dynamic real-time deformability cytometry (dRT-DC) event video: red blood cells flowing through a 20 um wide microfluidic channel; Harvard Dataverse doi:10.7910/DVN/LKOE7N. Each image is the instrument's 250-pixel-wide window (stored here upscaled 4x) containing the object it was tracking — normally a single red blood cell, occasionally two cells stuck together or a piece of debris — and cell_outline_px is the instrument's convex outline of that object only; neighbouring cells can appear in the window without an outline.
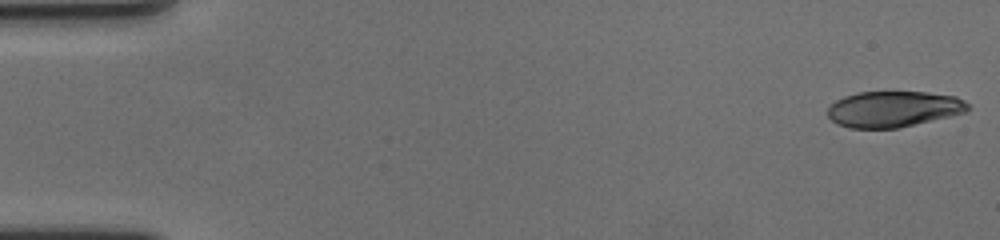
{"species": "human", "species_latin": "Homo sapiens", "temperature_condition": "cold", "stored_images_in_passage": 59, "camera_frame_rate_fps": 3000, "um_per_image_px": 0.085, "donor": {"sex": "female"}, "frame": {"image": 1, "passage_image": 1, "time_ms": 0.0, "image_size_px": [1000, 240], "cell_outline_px": [[968, 112], [900, 128], [848, 128], [836, 124], [828, 116], [828, 108], [836, 100], [844, 96], [856, 92], [928, 92], [956, 96], [964, 100], [968, 104]], "centroid_in_image_um": [75.95, 9.27], "position_along_channel_um": 9.0, "area_um2": 29.59}}
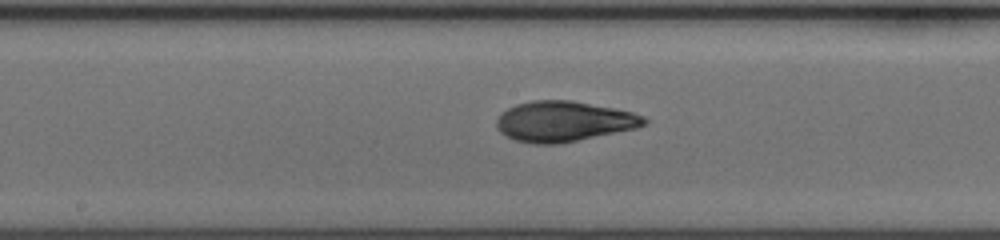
{"frame": {"image": 2, "passage_image": 31, "time_ms": 10.0, "image_size_px": [1000, 240], "cell_outline_px": [[648, 124], [636, 128], [560, 144], [532, 144], [516, 140], [504, 136], [496, 128], [496, 120], [500, 112], [516, 104], [532, 100], [572, 100], [616, 108], [632, 112], [644, 116], [648, 120]], "centroid_in_image_um": [47.91, 10.32], "position_along_channel_um": 200.3, "area_um2": 35.14}}
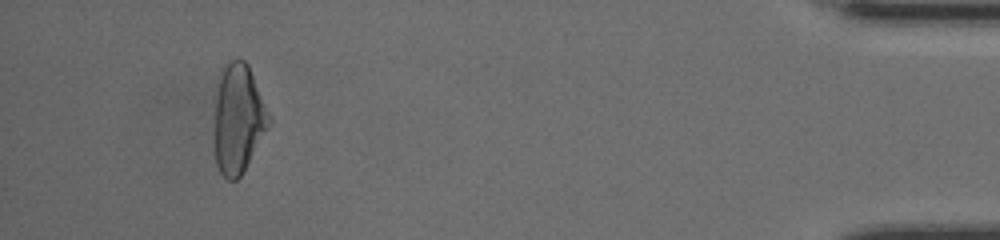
{"frame": {"image": 3, "passage_image": 55, "time_ms": 18.0, "image_size_px": [1000, 240], "cell_outline_px": [[272, 120], [268, 128], [240, 176], [236, 180], [228, 180], [220, 172], [216, 164], [216, 100], [220, 68], [224, 64], [232, 60], [244, 60], [248, 64]], "centroid_in_image_um": [20.26, 10.06], "position_along_channel_um": 414.9, "area_um2": 34.04}, "authors_computed_cell_mechanics": {"area_um2": 33.7552, "velocity_mm_per_s": 3.5216, "shape_relaxation_time_tau1_ms": 5.7082, "shape_relaxation_time_tau2_ms": 1.6296, "deformation_change_tau1": 0.1905, "deformation_change_tau2": 0.0718}}